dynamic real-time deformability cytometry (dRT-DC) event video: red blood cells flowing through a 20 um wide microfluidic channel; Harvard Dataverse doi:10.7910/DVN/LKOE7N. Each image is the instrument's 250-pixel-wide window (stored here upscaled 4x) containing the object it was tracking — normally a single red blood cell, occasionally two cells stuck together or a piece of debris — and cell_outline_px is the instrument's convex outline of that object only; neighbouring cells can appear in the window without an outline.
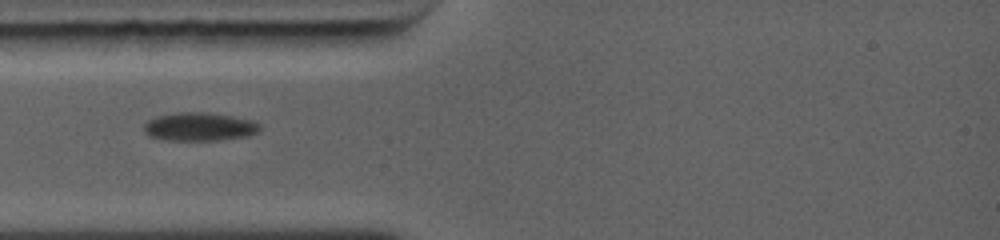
{"species": "common noctule bat (a hibernating species)", "species_latin": "Nyctalus noctula", "temperature_condition": "warm", "stored_images_in_passage": 7, "camera_frame_rate_fps": 5000, "um_per_image_px": 0.085, "animal": {"sex": "female", "body_mass_g": 19.0, "forearm_length_mm": 56.7}, "frame": {"image": 1, "passage_image": 1, "time_ms": 0.0, "image_size_px": [1000, 240], "cell_outline_px": [[260, 128], [256, 132], [248, 136], [220, 140], [164, 140], [148, 136], [144, 132], [144, 124], [148, 120], [156, 116], [180, 112], [208, 112], [248, 120], [260, 124]], "centroid_in_image_um": [16.88, 10.78], "position_along_channel_um": 68.1, "area_um2": 19.02}}
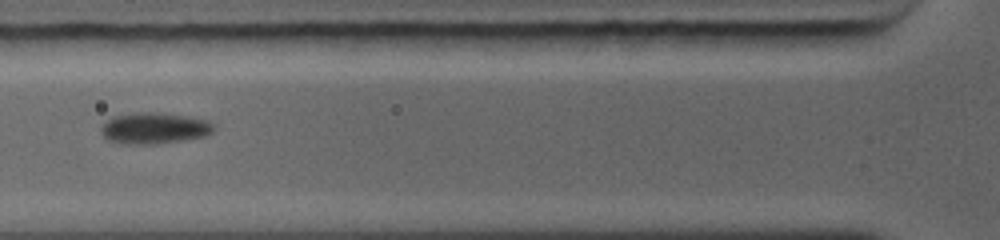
{"frame": {"image": 2, "passage_image": 3, "time_ms": 1.0, "image_size_px": [1000, 240], "cell_outline_px": [[216, 128], [212, 132], [204, 136], [156, 144], [124, 144], [108, 140], [100, 132], [100, 128], [108, 120], [116, 116], [140, 112], [152, 112], [184, 116], [204, 120], [212, 124]], "centroid_in_image_um": [13.08, 10.91], "position_along_channel_um": 112.7, "area_um2": 20.06}}
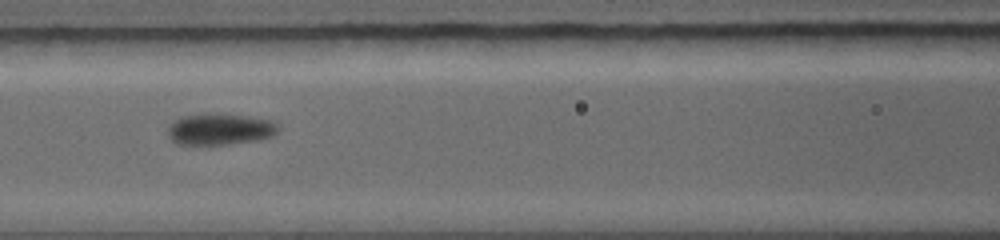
{"frame": {"image": 3, "passage_image": 5, "time_ms": 1.8, "image_size_px": [1000, 240], "cell_outline_px": [[280, 128], [272, 136], [260, 140], [228, 144], [176, 144], [172, 140], [168, 132], [168, 128], [176, 120], [184, 116], [208, 112], [220, 112], [268, 120], [276, 124]], "centroid_in_image_um": [18.7, 10.97], "position_along_channel_um": 147.9, "area_um2": 20.17}}